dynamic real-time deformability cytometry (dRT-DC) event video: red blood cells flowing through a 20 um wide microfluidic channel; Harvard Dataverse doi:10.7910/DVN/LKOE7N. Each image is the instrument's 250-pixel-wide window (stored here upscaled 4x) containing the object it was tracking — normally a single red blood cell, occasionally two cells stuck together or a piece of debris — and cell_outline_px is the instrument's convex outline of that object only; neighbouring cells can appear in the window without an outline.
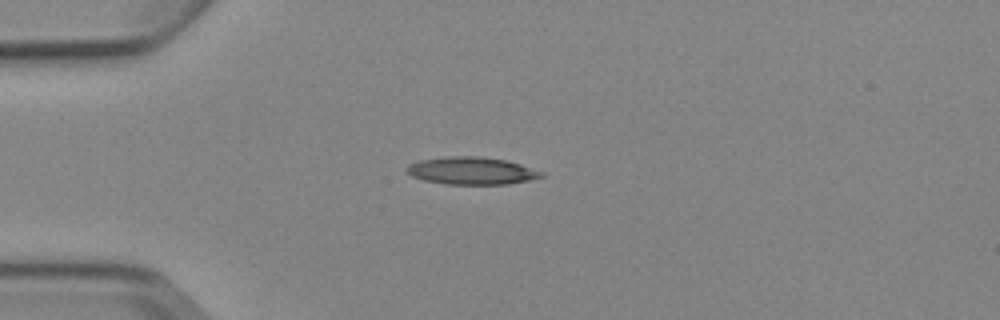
{"species": "Egyptian fruit bat (a non-hibernating species)", "species_latin": "Rousettus aegyptiacus", "temperature_condition": "cold", "stored_images_in_passage": 5, "camera_frame_rate_fps": 3000, "um_per_image_px": 0.085, "animal": {"sex": "female"}, "frame": {"image": 1, "passage_image": 3, "time_ms": 3.333, "image_size_px": [1000, 320], "cell_outline_px": [[544, 176], [528, 180], [508, 184], [444, 184], [424, 180], [412, 176], [404, 168], [408, 164], [420, 160], [444, 156], [480, 156], [504, 160], [520, 164], [544, 172]], "centroid_in_image_um": [40.05, 14.51], "position_along_channel_um": 44.9, "area_um2": 21.56}}
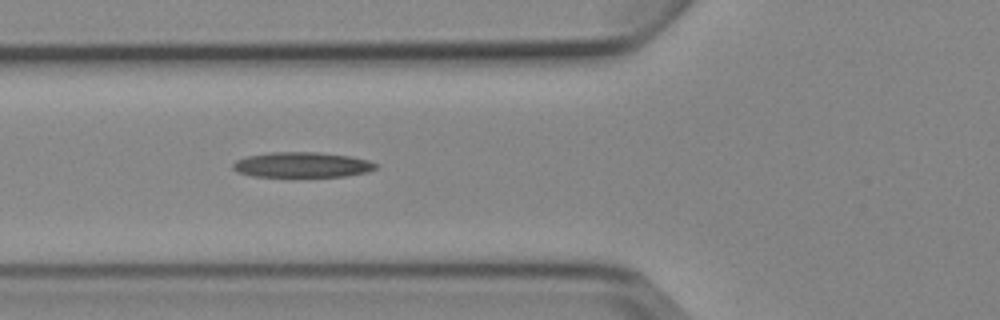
{"frame": {"image": 2, "passage_image": 5, "time_ms": 5.333, "image_size_px": [1000, 320], "cell_outline_px": [[376, 168], [364, 172], [344, 176], [252, 176], [240, 172], [232, 168], [232, 164], [236, 160], [248, 156], [268, 152], [316, 152], [352, 156], [368, 160], [376, 164]], "centroid_in_image_um": [25.65, 13.99], "position_along_channel_um": 100.2, "area_um2": 20.75}}